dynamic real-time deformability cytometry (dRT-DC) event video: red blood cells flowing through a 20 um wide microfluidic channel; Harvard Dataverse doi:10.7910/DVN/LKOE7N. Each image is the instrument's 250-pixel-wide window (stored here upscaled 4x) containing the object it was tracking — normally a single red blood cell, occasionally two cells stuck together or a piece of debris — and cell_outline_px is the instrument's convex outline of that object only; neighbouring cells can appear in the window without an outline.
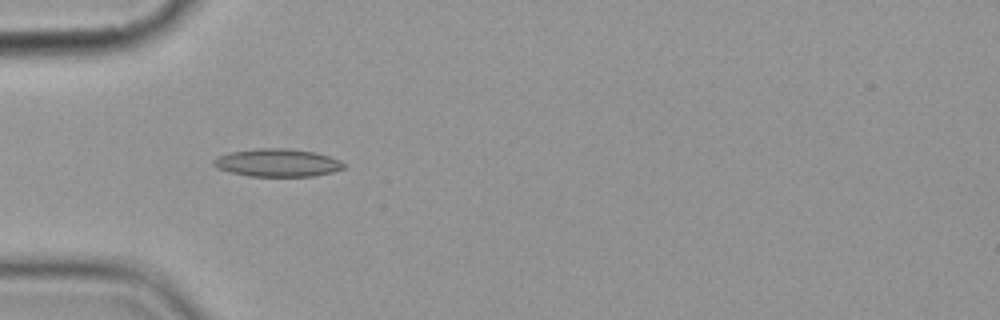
{"species": "common noctule bat (a hibernating species)", "species_latin": "Nyctalus noctula", "temperature_condition": "cold", "stored_images_in_passage": 10, "camera_frame_rate_fps": 3000, "um_per_image_px": 0.085, "animal": {"sex": "female", "body_mass_g": 19.9}, "frame": {"image": 1, "passage_image": 6, "time_ms": 5.667, "image_size_px": [1000, 320], "cell_outline_px": [[344, 168], [332, 172], [312, 176], [248, 176], [216, 168], [212, 164], [212, 160], [220, 156], [232, 152], [256, 148], [288, 148], [316, 152], [340, 160], [344, 164]], "centroid_in_image_um": [23.58, 13.83], "position_along_channel_um": 61.4, "area_um2": 21.04}}
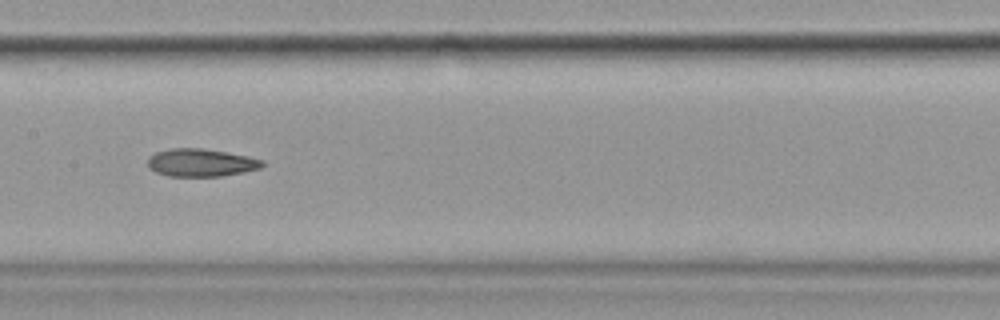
{"frame": {"image": 2, "passage_image": 9, "time_ms": 9.333, "image_size_px": [1000, 320], "cell_outline_px": [[264, 164], [260, 168], [244, 172], [220, 176], [168, 176], [156, 172], [148, 168], [148, 156], [156, 152], [172, 148], [204, 148], [248, 156], [264, 160]], "centroid_in_image_um": [17.07, 13.82], "position_along_channel_um": 190.3, "area_um2": 18.61}}
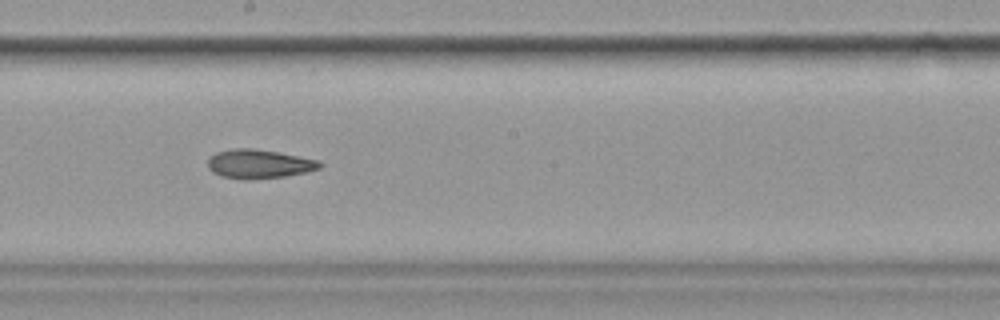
{"frame": {"image": 3, "passage_image": 10, "time_ms": 10.333, "image_size_px": [1000, 320], "cell_outline_px": [[324, 164], [320, 168], [308, 172], [284, 176], [244, 180], [220, 176], [212, 172], [208, 168], [208, 156], [216, 152], [232, 148], [256, 148], [320, 160]], "centroid_in_image_um": [22.0, 13.93], "position_along_channel_um": 226.2, "area_um2": 19.19}}